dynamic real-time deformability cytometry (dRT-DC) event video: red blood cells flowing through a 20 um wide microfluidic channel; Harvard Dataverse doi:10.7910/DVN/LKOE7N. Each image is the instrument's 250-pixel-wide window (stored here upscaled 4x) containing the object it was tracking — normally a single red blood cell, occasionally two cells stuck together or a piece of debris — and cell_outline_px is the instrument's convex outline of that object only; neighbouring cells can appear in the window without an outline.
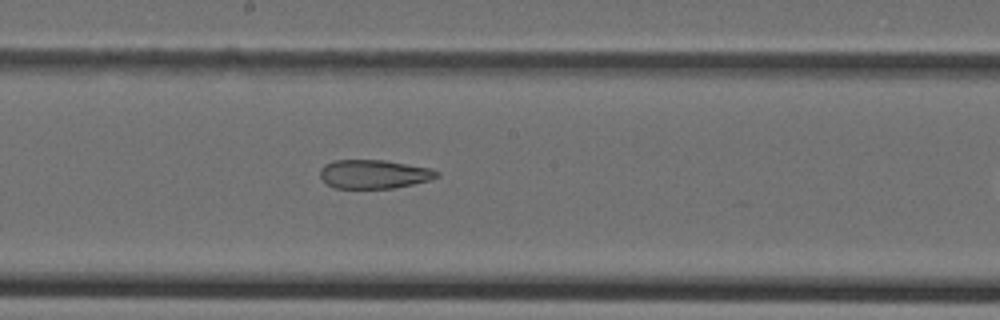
{"species": "Egyptian fruit bat (a non-hibernating species)", "species_latin": "Rousettus aegyptiacus", "temperature_condition": "cold", "stored_images_in_passage": 31, "camera_frame_rate_fps": 3000, "um_per_image_px": 0.085, "animal": {"sex": "female"}, "frame": {"image": 1, "passage_image": 22, "time_ms": 7.0, "image_size_px": [1000, 320], "cell_outline_px": [[440, 176], [432, 180], [396, 188], [336, 188], [328, 184], [320, 176], [320, 168], [324, 164], [332, 160], [384, 160], [432, 168], [440, 172]], "centroid_in_image_um": [31.84, 14.8], "position_along_channel_um": 216.4, "area_um2": 19.83}}
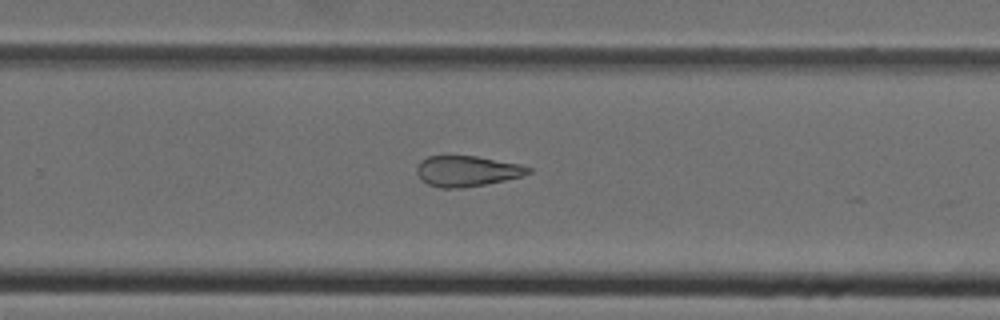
{"frame": {"image": 2, "passage_image": 27, "time_ms": 8.667, "image_size_px": [1000, 320], "cell_outline_px": [[532, 172], [524, 176], [484, 184], [460, 188], [440, 188], [428, 184], [420, 180], [416, 172], [416, 168], [420, 160], [428, 156], [476, 156], [520, 164], [532, 168]], "centroid_in_image_um": [39.68, 14.54], "position_along_channel_um": 290.1, "area_um2": 20.0}}